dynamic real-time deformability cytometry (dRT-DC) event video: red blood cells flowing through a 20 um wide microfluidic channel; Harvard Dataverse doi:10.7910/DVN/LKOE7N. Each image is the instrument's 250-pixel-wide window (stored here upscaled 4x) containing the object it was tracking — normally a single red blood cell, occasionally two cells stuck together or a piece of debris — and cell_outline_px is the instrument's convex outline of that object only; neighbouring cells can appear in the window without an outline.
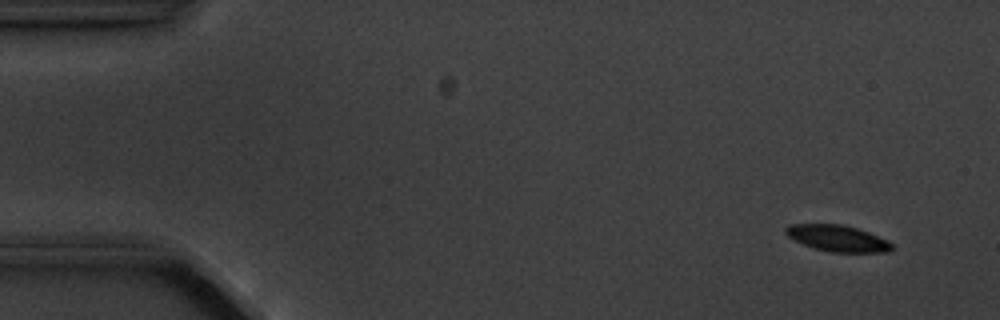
{"species": "common noctule bat (a hibernating species)", "species_latin": "Nyctalus noctula", "temperature_condition": "cold", "stored_images_in_passage": 7, "camera_frame_rate_fps": 3000, "um_per_image_px": 0.085, "animal": {"sex": "male", "body_mass_g": 20.1, "forearm_length_mm": 53.5}, "frame": {"image": 1, "passage_image": 2, "time_ms": 1.0, "image_size_px": [1000, 320], "cell_outline_px": [[892, 248], [888, 252], [832, 252], [816, 248], [804, 244], [788, 236], [784, 232], [784, 228], [788, 224], [840, 224], [856, 228], [868, 232], [888, 240], [892, 244]], "centroid_in_image_um": [71.18, 20.24], "position_along_channel_um": 13.8, "area_um2": 16.07}}
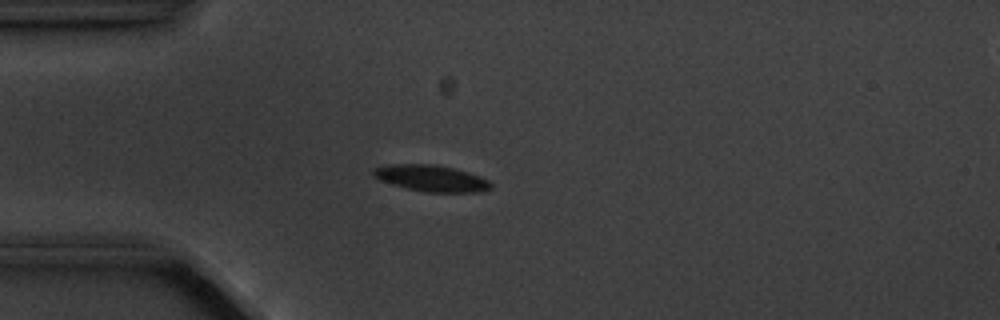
{"frame": {"image": 2, "passage_image": 5, "time_ms": 4.667, "image_size_px": [1000, 320], "cell_outline_px": [[492, 188], [480, 192], [424, 192], [392, 184], [380, 180], [372, 176], [372, 168], [392, 164], [436, 164], [468, 172], [480, 176], [488, 180], [492, 184]], "centroid_in_image_um": [36.65, 15.15], "position_along_channel_um": 48.3, "area_um2": 18.09}}